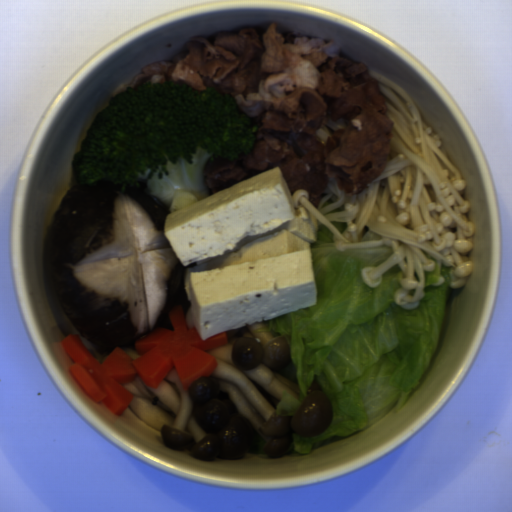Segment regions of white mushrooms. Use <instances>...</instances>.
Masks as SVG:
<instances>
[{
    "label": "white mushrooms",
    "mask_w": 512,
    "mask_h": 512,
    "mask_svg": "<svg viewBox=\"0 0 512 512\" xmlns=\"http://www.w3.org/2000/svg\"><path fill=\"white\" fill-rule=\"evenodd\" d=\"M269 320L225 331L227 344L205 350L217 361L210 376L185 390L175 366L157 388L137 375L121 384L132 396L128 409L159 432L163 444L201 461H234L255 451L256 433L266 442V458L294 446V433L313 438L335 418L331 398L317 377L293 416H278L282 394L299 400L301 389L285 335L267 330Z\"/></svg>",
    "instance_id": "1e6be865"
},
{
    "label": "white mushrooms",
    "mask_w": 512,
    "mask_h": 512,
    "mask_svg": "<svg viewBox=\"0 0 512 512\" xmlns=\"http://www.w3.org/2000/svg\"><path fill=\"white\" fill-rule=\"evenodd\" d=\"M60 321L62 327L67 335H75L79 338L85 348L89 351V353L94 357V359L99 363L103 364L105 359L114 351L104 352L97 345H95L72 321L66 311L63 309L61 300L59 302L57 308Z\"/></svg>",
    "instance_id": "51bd03cf"
},
{
    "label": "white mushrooms",
    "mask_w": 512,
    "mask_h": 512,
    "mask_svg": "<svg viewBox=\"0 0 512 512\" xmlns=\"http://www.w3.org/2000/svg\"><path fill=\"white\" fill-rule=\"evenodd\" d=\"M185 323H186L187 330L191 329L193 326H197L196 320H195L193 304H192L189 312L185 316Z\"/></svg>",
    "instance_id": "35ef7601"
},
{
    "label": "white mushrooms",
    "mask_w": 512,
    "mask_h": 512,
    "mask_svg": "<svg viewBox=\"0 0 512 512\" xmlns=\"http://www.w3.org/2000/svg\"><path fill=\"white\" fill-rule=\"evenodd\" d=\"M122 349L133 360H136L137 358L142 356L141 352L135 347V345H134V347H127V348H122Z\"/></svg>",
    "instance_id": "57d3ee59"
}]
</instances>
